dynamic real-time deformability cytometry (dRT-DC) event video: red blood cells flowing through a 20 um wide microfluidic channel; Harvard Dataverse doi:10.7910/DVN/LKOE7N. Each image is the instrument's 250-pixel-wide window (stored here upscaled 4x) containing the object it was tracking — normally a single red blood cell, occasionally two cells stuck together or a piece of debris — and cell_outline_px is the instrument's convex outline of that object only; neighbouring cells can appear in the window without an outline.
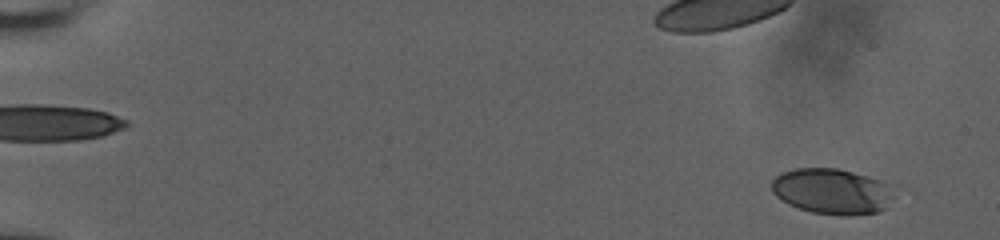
{"species": "human", "species_latin": "Homo sapiens", "temperature_condition": "room temperature", "stored_images_in_passage": 42, "camera_frame_rate_fps": 3000, "um_per_image_px": 0.085, "donor": {"sex": "male"}, "frame": {"image": 1, "passage_image": 2, "time_ms": 0.667, "image_size_px": [1000, 240], "cell_outline_px": [[892, 196], [884, 208], [876, 212], [848, 216], [812, 212], [788, 204], [776, 196], [772, 192], [772, 180], [780, 172], [796, 168], [836, 168], [852, 172], [880, 180], [888, 184], [892, 188]], "centroid_in_image_um": [70.68, 16.25], "position_along_channel_um": 14.3, "area_um2": 32.25}}
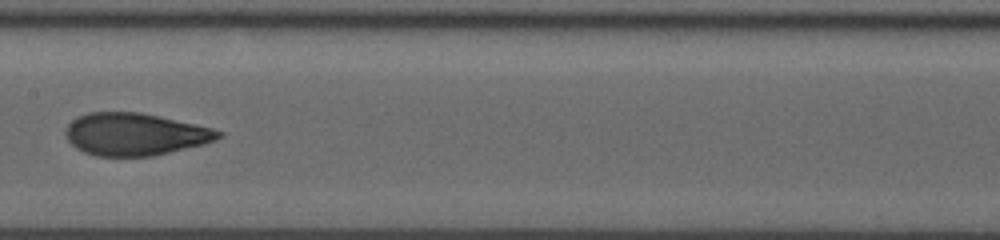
{"frame": {"image": 2, "passage_image": 21, "time_ms": 10.333, "image_size_px": [1000, 240], "cell_outline_px": [[224, 136], [216, 140], [204, 144], [152, 156], [96, 156], [84, 152], [76, 148], [68, 140], [64, 132], [68, 124], [72, 120], [88, 112], [140, 112], [196, 124], [212, 128], [224, 132]], "centroid_in_image_um": [11.49, 11.41], "position_along_channel_um": 195.9, "area_um2": 37.74}}
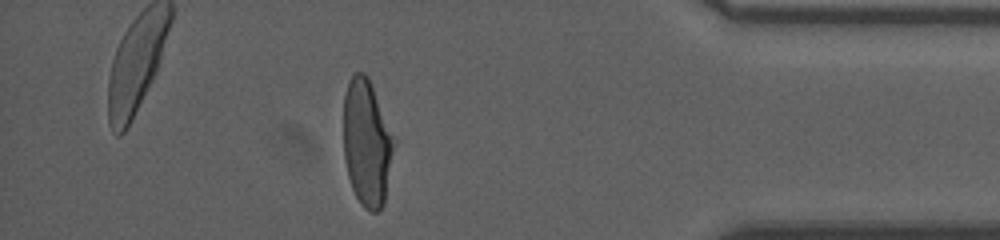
{"frame": {"image": 3, "passage_image": 37, "time_ms": 16.667, "image_size_px": [1000, 240], "cell_outline_px": [[396, 140], [384, 204], [376, 212], [372, 212], [364, 208], [360, 204], [352, 188], [348, 176], [344, 160], [344, 96], [348, 80], [356, 72], [364, 72], [368, 76]], "centroid_in_image_um": [31.19, 12.15], "position_along_channel_um": 404.0, "area_um2": 37.51}, "authors_computed_cell_mechanics": {"area_um2": 37.1365, "velocity_mm_per_s": 3.7711, "shape_relaxation_time_tau1_ms": 7.4905, "shape_relaxation_time_tau2_ms": 0.9785, "deformation_change_tau1": 0.2589, "deformation_change_tau2": 0.0752}}